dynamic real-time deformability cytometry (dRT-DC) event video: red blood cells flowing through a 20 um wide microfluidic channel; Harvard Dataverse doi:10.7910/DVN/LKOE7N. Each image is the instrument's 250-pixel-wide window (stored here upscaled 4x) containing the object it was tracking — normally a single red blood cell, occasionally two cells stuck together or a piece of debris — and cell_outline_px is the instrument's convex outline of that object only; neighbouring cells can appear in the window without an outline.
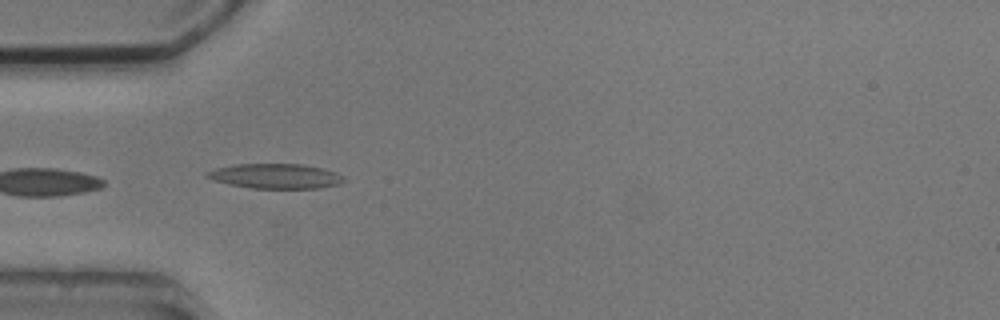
{"species": "common noctule bat (a hibernating species)", "species_latin": "Nyctalus noctula", "temperature_condition": "cold", "stored_images_in_passage": 8, "camera_frame_rate_fps": 3000, "um_per_image_px": 0.085, "animal": {"sex": "male", "body_mass_g": 20.5, "forearm_length_mm": 52.5}, "frame": {"image": 1, "passage_image": 4, "time_ms": 3.667, "image_size_px": [1000, 320], "cell_outline_px": [[344, 180], [340, 184], [316, 188], [252, 188], [232, 184], [216, 180], [204, 176], [208, 172], [216, 168], [236, 164], [304, 164], [324, 168], [336, 172], [344, 176]], "centroid_in_image_um": [23.49, 14.96], "position_along_channel_um": 61.5, "area_um2": 19.59}}